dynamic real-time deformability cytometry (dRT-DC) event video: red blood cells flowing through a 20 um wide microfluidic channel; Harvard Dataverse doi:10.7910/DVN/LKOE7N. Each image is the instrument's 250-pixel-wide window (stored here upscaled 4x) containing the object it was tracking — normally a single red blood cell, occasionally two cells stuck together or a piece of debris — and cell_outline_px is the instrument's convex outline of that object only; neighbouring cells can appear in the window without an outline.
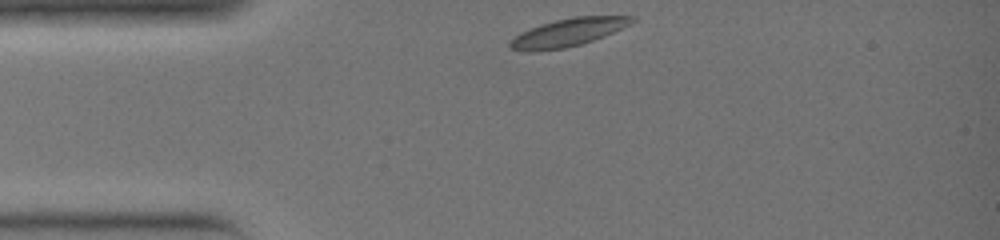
{"species": "common noctule bat (a hibernating species)", "species_latin": "Nyctalus noctula", "temperature_condition": "warm", "stored_images_in_passage": 24, "camera_frame_rate_fps": 3000, "um_per_image_px": 0.085, "animal": {"sex": "female", "body_mass_g": 19.0, "forearm_length_mm": 51.5}, "frame": {"image": 1, "passage_image": 1, "time_ms": 0.0, "image_size_px": [1000, 240], "cell_outline_px": [[636, 20], [632, 24], [604, 36], [580, 44], [564, 48], [536, 52], [524, 52], [512, 48], [508, 44], [520, 32], [540, 24], [556, 20], [576, 16], [636, 16]], "centroid_in_image_um": [48.3, 2.76], "position_along_channel_um": 36.7, "area_um2": 19.83}}
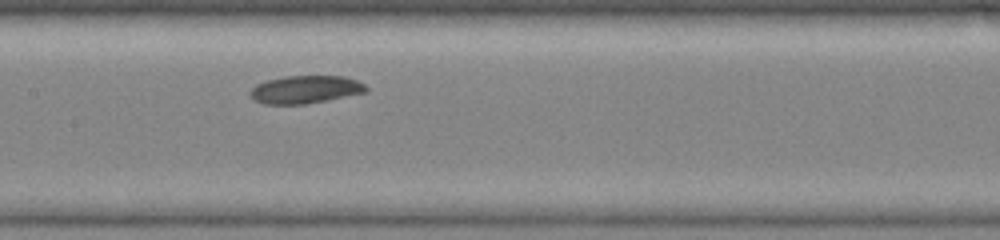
{"frame": {"image": 2, "passage_image": 11, "time_ms": 3.333, "image_size_px": [1000, 240], "cell_outline_px": [[368, 92], [328, 100], [304, 104], [264, 104], [256, 100], [248, 92], [256, 84], [268, 80], [284, 76], [344, 76], [356, 80], [364, 84], [368, 88]], "centroid_in_image_um": [25.98, 7.6], "position_along_channel_um": 181.4, "area_um2": 18.79}}
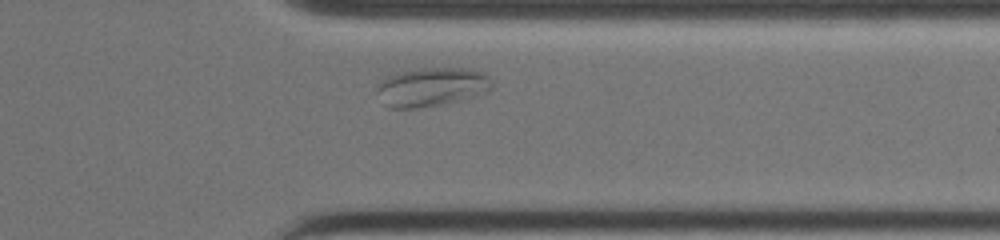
{"frame": {"image": 3, "passage_image": 22, "time_ms": 7.0, "image_size_px": [1000, 240], "cell_outline_px": [[492, 88], [488, 92], [468, 100], [416, 108], [388, 108], [384, 104], [376, 92], [376, 88], [380, 80], [384, 76], [400, 72], [420, 68], [472, 68], [484, 72], [492, 80]], "centroid_in_image_um": [36.72, 7.39], "position_along_channel_um": 374.7, "area_um2": 26.76}}